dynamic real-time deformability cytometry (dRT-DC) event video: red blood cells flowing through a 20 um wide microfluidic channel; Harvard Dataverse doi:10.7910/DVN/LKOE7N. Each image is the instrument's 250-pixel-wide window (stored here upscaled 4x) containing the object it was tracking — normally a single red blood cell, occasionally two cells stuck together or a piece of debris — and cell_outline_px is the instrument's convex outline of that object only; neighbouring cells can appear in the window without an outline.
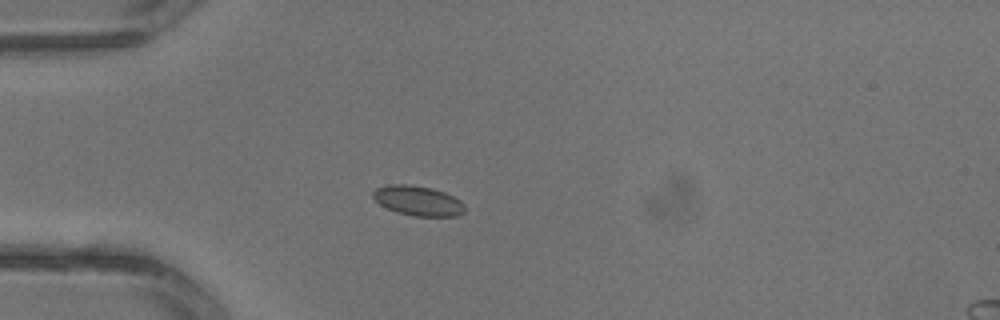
{"species": "common noctule bat (a hibernating species)", "species_latin": "Nyctalus noctula", "temperature_condition": "warm", "stored_images_in_passage": 3, "camera_frame_rate_fps": 3000, "um_per_image_px": 0.085, "animal": {"sex": "male", "body_mass_g": 13.3}, "frame": {"image": 1, "passage_image": 3, "time_ms": 0.667, "image_size_px": [1000, 320], "cell_outline_px": [[464, 212], [456, 216], [412, 216], [396, 212], [380, 204], [372, 196], [372, 192], [376, 188], [388, 184], [408, 184], [432, 188], [444, 192], [460, 200], [464, 204]], "centroid_in_image_um": [35.51, 17.06], "position_along_channel_um": 49.5, "area_um2": 15.95}}